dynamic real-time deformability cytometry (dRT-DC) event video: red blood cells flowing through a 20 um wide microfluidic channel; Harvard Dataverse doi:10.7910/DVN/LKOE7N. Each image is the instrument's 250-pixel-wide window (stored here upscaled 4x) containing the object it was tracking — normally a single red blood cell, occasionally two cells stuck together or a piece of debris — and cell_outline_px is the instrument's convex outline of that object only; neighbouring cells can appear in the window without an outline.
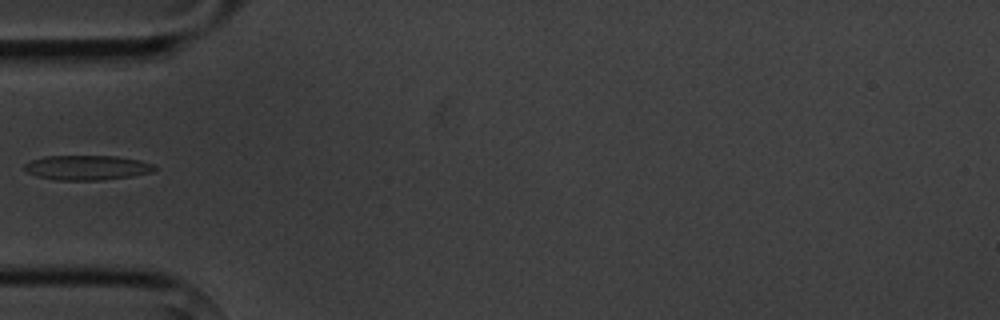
{"species": "common noctule bat (a hibernating species)", "species_latin": "Nyctalus noctula", "temperature_condition": "cold", "stored_images_in_passage": 6, "camera_frame_rate_fps": 3000, "um_per_image_px": 0.085, "animal": {"sex": "male", "body_mass_g": 20.1, "forearm_length_mm": 53.5}, "frame": {"image": 1, "passage_image": 6, "time_ms": 5.667, "image_size_px": [1000, 320], "cell_outline_px": [[156, 172], [132, 176], [100, 180], [56, 180], [36, 176], [28, 172], [24, 168], [24, 164], [32, 160], [44, 156], [116, 156], [140, 160], [156, 164]], "centroid_in_image_um": [7.45, 14.25], "position_along_channel_um": 77.5, "area_um2": 18.9}}